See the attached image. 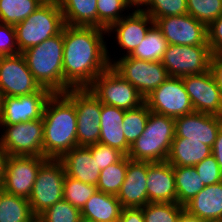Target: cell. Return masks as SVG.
<instances>
[{"instance_id":"obj_9","label":"cell","mask_w":222,"mask_h":222,"mask_svg":"<svg viewBox=\"0 0 222 222\" xmlns=\"http://www.w3.org/2000/svg\"><path fill=\"white\" fill-rule=\"evenodd\" d=\"M64 94L74 103L77 115V145L99 142L102 103L89 88H70Z\"/></svg>"},{"instance_id":"obj_48","label":"cell","mask_w":222,"mask_h":222,"mask_svg":"<svg viewBox=\"0 0 222 222\" xmlns=\"http://www.w3.org/2000/svg\"><path fill=\"white\" fill-rule=\"evenodd\" d=\"M178 222H208V221L202 220L197 216L191 215L187 211L183 210Z\"/></svg>"},{"instance_id":"obj_7","label":"cell","mask_w":222,"mask_h":222,"mask_svg":"<svg viewBox=\"0 0 222 222\" xmlns=\"http://www.w3.org/2000/svg\"><path fill=\"white\" fill-rule=\"evenodd\" d=\"M109 56L108 52L110 66L129 81L144 99L169 78L161 61H144L129 55L112 60Z\"/></svg>"},{"instance_id":"obj_5","label":"cell","mask_w":222,"mask_h":222,"mask_svg":"<svg viewBox=\"0 0 222 222\" xmlns=\"http://www.w3.org/2000/svg\"><path fill=\"white\" fill-rule=\"evenodd\" d=\"M65 26L62 11L56 2H43L29 17L15 25L19 52L39 45L59 34Z\"/></svg>"},{"instance_id":"obj_39","label":"cell","mask_w":222,"mask_h":222,"mask_svg":"<svg viewBox=\"0 0 222 222\" xmlns=\"http://www.w3.org/2000/svg\"><path fill=\"white\" fill-rule=\"evenodd\" d=\"M204 186H209L222 181V171L215 157L211 154L195 166Z\"/></svg>"},{"instance_id":"obj_40","label":"cell","mask_w":222,"mask_h":222,"mask_svg":"<svg viewBox=\"0 0 222 222\" xmlns=\"http://www.w3.org/2000/svg\"><path fill=\"white\" fill-rule=\"evenodd\" d=\"M90 151L93 158H96L98 168L103 170L109 165L118 162L124 154L116 148H112L102 143H96L90 146Z\"/></svg>"},{"instance_id":"obj_10","label":"cell","mask_w":222,"mask_h":222,"mask_svg":"<svg viewBox=\"0 0 222 222\" xmlns=\"http://www.w3.org/2000/svg\"><path fill=\"white\" fill-rule=\"evenodd\" d=\"M0 145L8 156L43 157V119L30 120L12 125H0Z\"/></svg>"},{"instance_id":"obj_8","label":"cell","mask_w":222,"mask_h":222,"mask_svg":"<svg viewBox=\"0 0 222 222\" xmlns=\"http://www.w3.org/2000/svg\"><path fill=\"white\" fill-rule=\"evenodd\" d=\"M88 88L101 103L124 110L135 109L145 103L139 91L111 66L99 74Z\"/></svg>"},{"instance_id":"obj_6","label":"cell","mask_w":222,"mask_h":222,"mask_svg":"<svg viewBox=\"0 0 222 222\" xmlns=\"http://www.w3.org/2000/svg\"><path fill=\"white\" fill-rule=\"evenodd\" d=\"M65 168L60 159L48 158L40 167L28 198L35 217L63 199Z\"/></svg>"},{"instance_id":"obj_30","label":"cell","mask_w":222,"mask_h":222,"mask_svg":"<svg viewBox=\"0 0 222 222\" xmlns=\"http://www.w3.org/2000/svg\"><path fill=\"white\" fill-rule=\"evenodd\" d=\"M42 0H0V23L17 25L29 17Z\"/></svg>"},{"instance_id":"obj_37","label":"cell","mask_w":222,"mask_h":222,"mask_svg":"<svg viewBox=\"0 0 222 222\" xmlns=\"http://www.w3.org/2000/svg\"><path fill=\"white\" fill-rule=\"evenodd\" d=\"M188 14L207 27L222 15V0H187Z\"/></svg>"},{"instance_id":"obj_11","label":"cell","mask_w":222,"mask_h":222,"mask_svg":"<svg viewBox=\"0 0 222 222\" xmlns=\"http://www.w3.org/2000/svg\"><path fill=\"white\" fill-rule=\"evenodd\" d=\"M209 45H168L162 59L169 77H184L209 71Z\"/></svg>"},{"instance_id":"obj_47","label":"cell","mask_w":222,"mask_h":222,"mask_svg":"<svg viewBox=\"0 0 222 222\" xmlns=\"http://www.w3.org/2000/svg\"><path fill=\"white\" fill-rule=\"evenodd\" d=\"M212 155L215 157L219 168L222 171V127L219 130L216 140L212 146Z\"/></svg>"},{"instance_id":"obj_52","label":"cell","mask_w":222,"mask_h":222,"mask_svg":"<svg viewBox=\"0 0 222 222\" xmlns=\"http://www.w3.org/2000/svg\"><path fill=\"white\" fill-rule=\"evenodd\" d=\"M78 222H93V221H91L90 219L81 217V218L78 220Z\"/></svg>"},{"instance_id":"obj_15","label":"cell","mask_w":222,"mask_h":222,"mask_svg":"<svg viewBox=\"0 0 222 222\" xmlns=\"http://www.w3.org/2000/svg\"><path fill=\"white\" fill-rule=\"evenodd\" d=\"M155 25L168 45H209L207 26L189 14L158 18Z\"/></svg>"},{"instance_id":"obj_19","label":"cell","mask_w":222,"mask_h":222,"mask_svg":"<svg viewBox=\"0 0 222 222\" xmlns=\"http://www.w3.org/2000/svg\"><path fill=\"white\" fill-rule=\"evenodd\" d=\"M131 14V15H130ZM155 24L154 20L141 9H136L124 16L121 20L114 23L108 30V34H111V31L116 34L117 44L120 45V48H123L124 53L130 55L137 46L145 38L148 30ZM110 33V34H109Z\"/></svg>"},{"instance_id":"obj_42","label":"cell","mask_w":222,"mask_h":222,"mask_svg":"<svg viewBox=\"0 0 222 222\" xmlns=\"http://www.w3.org/2000/svg\"><path fill=\"white\" fill-rule=\"evenodd\" d=\"M19 53L15 27L0 23V57Z\"/></svg>"},{"instance_id":"obj_54","label":"cell","mask_w":222,"mask_h":222,"mask_svg":"<svg viewBox=\"0 0 222 222\" xmlns=\"http://www.w3.org/2000/svg\"><path fill=\"white\" fill-rule=\"evenodd\" d=\"M43 2H58V0H42Z\"/></svg>"},{"instance_id":"obj_17","label":"cell","mask_w":222,"mask_h":222,"mask_svg":"<svg viewBox=\"0 0 222 222\" xmlns=\"http://www.w3.org/2000/svg\"><path fill=\"white\" fill-rule=\"evenodd\" d=\"M51 94L48 89L42 88L29 95L4 97L0 125H12L41 119L46 101Z\"/></svg>"},{"instance_id":"obj_28","label":"cell","mask_w":222,"mask_h":222,"mask_svg":"<svg viewBox=\"0 0 222 222\" xmlns=\"http://www.w3.org/2000/svg\"><path fill=\"white\" fill-rule=\"evenodd\" d=\"M175 175L177 203L185 205L205 186L195 167H173Z\"/></svg>"},{"instance_id":"obj_53","label":"cell","mask_w":222,"mask_h":222,"mask_svg":"<svg viewBox=\"0 0 222 222\" xmlns=\"http://www.w3.org/2000/svg\"><path fill=\"white\" fill-rule=\"evenodd\" d=\"M32 222H43V221H41L38 217H35V218L32 220Z\"/></svg>"},{"instance_id":"obj_1","label":"cell","mask_w":222,"mask_h":222,"mask_svg":"<svg viewBox=\"0 0 222 222\" xmlns=\"http://www.w3.org/2000/svg\"><path fill=\"white\" fill-rule=\"evenodd\" d=\"M105 33L107 30L99 27L65 24L63 93L70 88H88L110 66Z\"/></svg>"},{"instance_id":"obj_38","label":"cell","mask_w":222,"mask_h":222,"mask_svg":"<svg viewBox=\"0 0 222 222\" xmlns=\"http://www.w3.org/2000/svg\"><path fill=\"white\" fill-rule=\"evenodd\" d=\"M81 210L62 199L42 212L38 218L43 222H78Z\"/></svg>"},{"instance_id":"obj_24","label":"cell","mask_w":222,"mask_h":222,"mask_svg":"<svg viewBox=\"0 0 222 222\" xmlns=\"http://www.w3.org/2000/svg\"><path fill=\"white\" fill-rule=\"evenodd\" d=\"M212 154V148L195 140L175 137L167 157L173 167H194Z\"/></svg>"},{"instance_id":"obj_32","label":"cell","mask_w":222,"mask_h":222,"mask_svg":"<svg viewBox=\"0 0 222 222\" xmlns=\"http://www.w3.org/2000/svg\"><path fill=\"white\" fill-rule=\"evenodd\" d=\"M150 110L146 103L131 110H125L122 128L127 143L131 146L143 133Z\"/></svg>"},{"instance_id":"obj_18","label":"cell","mask_w":222,"mask_h":222,"mask_svg":"<svg viewBox=\"0 0 222 222\" xmlns=\"http://www.w3.org/2000/svg\"><path fill=\"white\" fill-rule=\"evenodd\" d=\"M175 137L195 140L212 148L222 127V117L193 112L175 118Z\"/></svg>"},{"instance_id":"obj_27","label":"cell","mask_w":222,"mask_h":222,"mask_svg":"<svg viewBox=\"0 0 222 222\" xmlns=\"http://www.w3.org/2000/svg\"><path fill=\"white\" fill-rule=\"evenodd\" d=\"M34 218L27 198L0 190V222H32Z\"/></svg>"},{"instance_id":"obj_31","label":"cell","mask_w":222,"mask_h":222,"mask_svg":"<svg viewBox=\"0 0 222 222\" xmlns=\"http://www.w3.org/2000/svg\"><path fill=\"white\" fill-rule=\"evenodd\" d=\"M128 157L123 156L118 162L101 170L97 190L117 196L126 176Z\"/></svg>"},{"instance_id":"obj_34","label":"cell","mask_w":222,"mask_h":222,"mask_svg":"<svg viewBox=\"0 0 222 222\" xmlns=\"http://www.w3.org/2000/svg\"><path fill=\"white\" fill-rule=\"evenodd\" d=\"M144 222H178L184 206L178 203H148L142 208Z\"/></svg>"},{"instance_id":"obj_21","label":"cell","mask_w":222,"mask_h":222,"mask_svg":"<svg viewBox=\"0 0 222 222\" xmlns=\"http://www.w3.org/2000/svg\"><path fill=\"white\" fill-rule=\"evenodd\" d=\"M148 203H177V190L173 166L167 161L148 162Z\"/></svg>"},{"instance_id":"obj_46","label":"cell","mask_w":222,"mask_h":222,"mask_svg":"<svg viewBox=\"0 0 222 222\" xmlns=\"http://www.w3.org/2000/svg\"><path fill=\"white\" fill-rule=\"evenodd\" d=\"M117 222H144L141 208H122Z\"/></svg>"},{"instance_id":"obj_50","label":"cell","mask_w":222,"mask_h":222,"mask_svg":"<svg viewBox=\"0 0 222 222\" xmlns=\"http://www.w3.org/2000/svg\"><path fill=\"white\" fill-rule=\"evenodd\" d=\"M133 8L140 9L147 0H126Z\"/></svg>"},{"instance_id":"obj_2","label":"cell","mask_w":222,"mask_h":222,"mask_svg":"<svg viewBox=\"0 0 222 222\" xmlns=\"http://www.w3.org/2000/svg\"><path fill=\"white\" fill-rule=\"evenodd\" d=\"M43 157L60 159L77 145L74 103L64 93H53L43 111Z\"/></svg>"},{"instance_id":"obj_12","label":"cell","mask_w":222,"mask_h":222,"mask_svg":"<svg viewBox=\"0 0 222 222\" xmlns=\"http://www.w3.org/2000/svg\"><path fill=\"white\" fill-rule=\"evenodd\" d=\"M145 103L150 111L174 119L194 112L182 78L179 77H169L145 98Z\"/></svg>"},{"instance_id":"obj_25","label":"cell","mask_w":222,"mask_h":222,"mask_svg":"<svg viewBox=\"0 0 222 222\" xmlns=\"http://www.w3.org/2000/svg\"><path fill=\"white\" fill-rule=\"evenodd\" d=\"M122 208L115 195L97 190L82 208L81 216L93 222H117Z\"/></svg>"},{"instance_id":"obj_36","label":"cell","mask_w":222,"mask_h":222,"mask_svg":"<svg viewBox=\"0 0 222 222\" xmlns=\"http://www.w3.org/2000/svg\"><path fill=\"white\" fill-rule=\"evenodd\" d=\"M143 6L144 8L140 9L146 12L154 22L162 17L188 14L187 0H147Z\"/></svg>"},{"instance_id":"obj_13","label":"cell","mask_w":222,"mask_h":222,"mask_svg":"<svg viewBox=\"0 0 222 222\" xmlns=\"http://www.w3.org/2000/svg\"><path fill=\"white\" fill-rule=\"evenodd\" d=\"M47 159L41 156H7L1 189L28 199L38 171Z\"/></svg>"},{"instance_id":"obj_23","label":"cell","mask_w":222,"mask_h":222,"mask_svg":"<svg viewBox=\"0 0 222 222\" xmlns=\"http://www.w3.org/2000/svg\"><path fill=\"white\" fill-rule=\"evenodd\" d=\"M184 210L208 222H222V181L205 186L184 205Z\"/></svg>"},{"instance_id":"obj_35","label":"cell","mask_w":222,"mask_h":222,"mask_svg":"<svg viewBox=\"0 0 222 222\" xmlns=\"http://www.w3.org/2000/svg\"><path fill=\"white\" fill-rule=\"evenodd\" d=\"M97 192V186L90 185L69 176L64 178L63 199L82 210L88 199Z\"/></svg>"},{"instance_id":"obj_16","label":"cell","mask_w":222,"mask_h":222,"mask_svg":"<svg viewBox=\"0 0 222 222\" xmlns=\"http://www.w3.org/2000/svg\"><path fill=\"white\" fill-rule=\"evenodd\" d=\"M194 112L222 117V95L210 70L181 77Z\"/></svg>"},{"instance_id":"obj_49","label":"cell","mask_w":222,"mask_h":222,"mask_svg":"<svg viewBox=\"0 0 222 222\" xmlns=\"http://www.w3.org/2000/svg\"><path fill=\"white\" fill-rule=\"evenodd\" d=\"M7 156L8 155H7L6 151L0 145V182H2V179H3Z\"/></svg>"},{"instance_id":"obj_4","label":"cell","mask_w":222,"mask_h":222,"mask_svg":"<svg viewBox=\"0 0 222 222\" xmlns=\"http://www.w3.org/2000/svg\"><path fill=\"white\" fill-rule=\"evenodd\" d=\"M175 138L174 118L150 111L142 135L131 145L127 155L131 160L164 162Z\"/></svg>"},{"instance_id":"obj_51","label":"cell","mask_w":222,"mask_h":222,"mask_svg":"<svg viewBox=\"0 0 222 222\" xmlns=\"http://www.w3.org/2000/svg\"><path fill=\"white\" fill-rule=\"evenodd\" d=\"M3 100H4V95H3L2 91L0 90V117L2 114Z\"/></svg>"},{"instance_id":"obj_33","label":"cell","mask_w":222,"mask_h":222,"mask_svg":"<svg viewBox=\"0 0 222 222\" xmlns=\"http://www.w3.org/2000/svg\"><path fill=\"white\" fill-rule=\"evenodd\" d=\"M131 8L126 0H97V27L108 30L125 16L124 11Z\"/></svg>"},{"instance_id":"obj_14","label":"cell","mask_w":222,"mask_h":222,"mask_svg":"<svg viewBox=\"0 0 222 222\" xmlns=\"http://www.w3.org/2000/svg\"><path fill=\"white\" fill-rule=\"evenodd\" d=\"M41 89L22 53L0 57V90L4 97L29 95Z\"/></svg>"},{"instance_id":"obj_45","label":"cell","mask_w":222,"mask_h":222,"mask_svg":"<svg viewBox=\"0 0 222 222\" xmlns=\"http://www.w3.org/2000/svg\"><path fill=\"white\" fill-rule=\"evenodd\" d=\"M209 70L222 95V52L212 53Z\"/></svg>"},{"instance_id":"obj_44","label":"cell","mask_w":222,"mask_h":222,"mask_svg":"<svg viewBox=\"0 0 222 222\" xmlns=\"http://www.w3.org/2000/svg\"><path fill=\"white\" fill-rule=\"evenodd\" d=\"M207 33L212 53L222 52V15L207 27Z\"/></svg>"},{"instance_id":"obj_22","label":"cell","mask_w":222,"mask_h":222,"mask_svg":"<svg viewBox=\"0 0 222 222\" xmlns=\"http://www.w3.org/2000/svg\"><path fill=\"white\" fill-rule=\"evenodd\" d=\"M60 160L64 165L66 176L97 186L101 171L96 158L92 157L90 146H76L66 152Z\"/></svg>"},{"instance_id":"obj_20","label":"cell","mask_w":222,"mask_h":222,"mask_svg":"<svg viewBox=\"0 0 222 222\" xmlns=\"http://www.w3.org/2000/svg\"><path fill=\"white\" fill-rule=\"evenodd\" d=\"M148 161H135L128 157L126 176L117 198L123 208H142L148 204Z\"/></svg>"},{"instance_id":"obj_3","label":"cell","mask_w":222,"mask_h":222,"mask_svg":"<svg viewBox=\"0 0 222 222\" xmlns=\"http://www.w3.org/2000/svg\"><path fill=\"white\" fill-rule=\"evenodd\" d=\"M63 30L22 52L28 68L42 88L63 93Z\"/></svg>"},{"instance_id":"obj_26","label":"cell","mask_w":222,"mask_h":222,"mask_svg":"<svg viewBox=\"0 0 222 222\" xmlns=\"http://www.w3.org/2000/svg\"><path fill=\"white\" fill-rule=\"evenodd\" d=\"M57 3L65 24L97 27V0H58Z\"/></svg>"},{"instance_id":"obj_41","label":"cell","mask_w":222,"mask_h":222,"mask_svg":"<svg viewBox=\"0 0 222 222\" xmlns=\"http://www.w3.org/2000/svg\"><path fill=\"white\" fill-rule=\"evenodd\" d=\"M99 143L116 148L125 156L128 155L131 147L126 141L122 125L121 128L100 129Z\"/></svg>"},{"instance_id":"obj_29","label":"cell","mask_w":222,"mask_h":222,"mask_svg":"<svg viewBox=\"0 0 222 222\" xmlns=\"http://www.w3.org/2000/svg\"><path fill=\"white\" fill-rule=\"evenodd\" d=\"M168 42L162 31L154 24L139 46L129 55L144 61H162Z\"/></svg>"},{"instance_id":"obj_43","label":"cell","mask_w":222,"mask_h":222,"mask_svg":"<svg viewBox=\"0 0 222 222\" xmlns=\"http://www.w3.org/2000/svg\"><path fill=\"white\" fill-rule=\"evenodd\" d=\"M125 110L102 103L100 129L121 128Z\"/></svg>"}]
</instances>
